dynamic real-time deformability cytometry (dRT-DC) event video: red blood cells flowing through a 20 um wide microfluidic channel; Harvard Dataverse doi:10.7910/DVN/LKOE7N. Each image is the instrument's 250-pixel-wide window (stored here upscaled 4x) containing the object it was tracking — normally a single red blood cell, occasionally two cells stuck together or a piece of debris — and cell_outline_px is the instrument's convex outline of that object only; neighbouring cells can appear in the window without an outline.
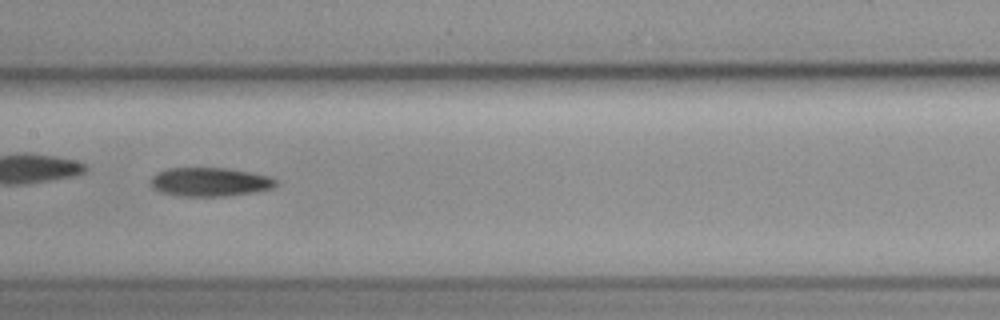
{"species": "common noctule bat (a hibernating species)", "species_latin": "Nyctalus noctula", "temperature_condition": "cold", "stored_images_in_passage": 10, "camera_frame_rate_fps": 3000, "um_per_image_px": 0.085, "animal": {"sex": "female", "body_mass_g": 19.3, "forearm_length_mm": 54.1}, "frame": {"image": 1, "passage_image": 9, "time_ms": 9.333, "image_size_px": [1000, 320], "cell_outline_px": [[276, 184], [272, 188], [252, 192], [224, 196], [176, 196], [160, 192], [152, 188], [152, 176], [156, 172], [168, 168], [228, 168], [268, 176], [276, 180]], "centroid_in_image_um": [17.78, 15.46], "position_along_channel_um": 189.6, "area_um2": 20.87}}